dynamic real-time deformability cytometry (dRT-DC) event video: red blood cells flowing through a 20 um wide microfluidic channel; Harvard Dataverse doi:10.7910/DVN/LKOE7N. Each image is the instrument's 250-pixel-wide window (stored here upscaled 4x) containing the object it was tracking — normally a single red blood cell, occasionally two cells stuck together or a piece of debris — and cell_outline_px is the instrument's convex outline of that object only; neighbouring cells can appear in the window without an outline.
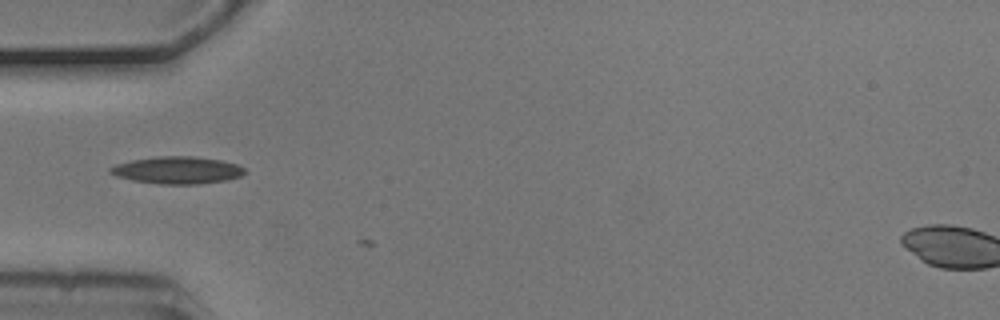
{"species": "common noctule bat (a hibernating species)", "species_latin": "Nyctalus noctula", "temperature_condition": "cold", "stored_images_in_passage": 2, "camera_frame_rate_fps": 3000, "um_per_image_px": 0.085, "animal": {"sex": "male", "body_mass_g": 20.5, "forearm_length_mm": 52.5}, "frame": {"image": 1, "passage_image": 1, "time_ms": 0.0, "image_size_px": [1000, 320], "cell_outline_px": [[248, 172], [240, 176], [228, 180], [196, 184], [160, 184], [132, 180], [116, 176], [108, 172], [108, 168], [116, 164], [132, 160], [156, 156], [192, 156], [220, 160], [236, 164], [244, 168]], "centroid_in_image_um": [15.06, 14.46], "position_along_channel_um": 69.9, "area_um2": 21.39}}